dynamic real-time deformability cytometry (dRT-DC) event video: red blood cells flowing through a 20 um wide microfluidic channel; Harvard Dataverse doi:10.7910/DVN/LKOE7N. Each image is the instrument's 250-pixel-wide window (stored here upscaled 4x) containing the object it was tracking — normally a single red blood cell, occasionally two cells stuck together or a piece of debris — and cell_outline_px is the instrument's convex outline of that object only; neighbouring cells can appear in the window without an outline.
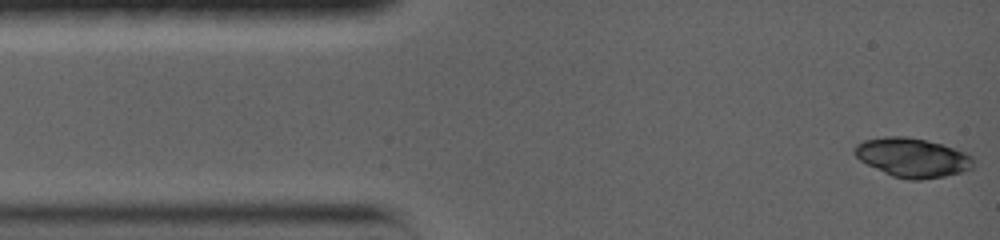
{"species": "common noctule bat (a hibernating species)", "species_latin": "Nyctalus noctula", "temperature_condition": "warm", "stored_images_in_passage": 9, "camera_frame_rate_fps": 5000, "um_per_image_px": 0.085, "animal": {"sex": "female", "body_mass_g": 19.0, "forearm_length_mm": 56.7}, "frame": {"image": 1, "passage_image": 1, "time_ms": 0.0, "image_size_px": [1000, 240], "cell_outline_px": [[976, 160], [972, 168], [960, 172], [944, 176], [920, 180], [908, 180], [892, 176], [860, 160], [852, 152], [852, 148], [856, 144], [864, 140], [884, 136], [904, 136], [928, 140], [964, 152], [972, 156]], "centroid_in_image_um": [77.54, 13.39], "position_along_channel_um": 7.5, "area_um2": 27.11}}
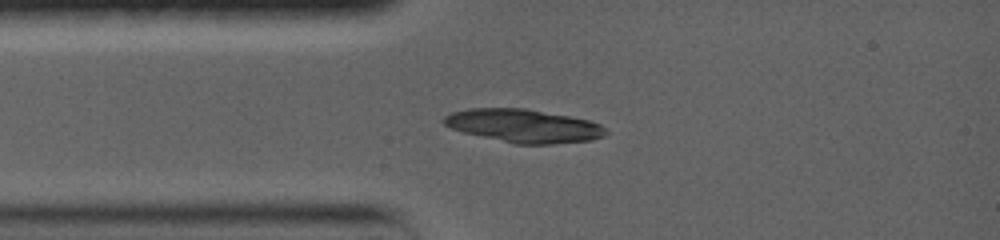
{"frame": {"image": 2, "passage_image": 9, "time_ms": 2.8, "image_size_px": [1000, 240], "cell_outline_px": [[608, 132], [604, 136], [592, 140], [552, 144], [516, 144], [464, 132], [452, 128], [444, 124], [440, 120], [444, 116], [452, 112], [468, 108], [524, 108], [568, 116], [588, 120], [600, 124], [608, 128]], "centroid_in_image_um": [44.53, 10.69], "position_along_channel_um": 40.5, "area_um2": 31.33}}